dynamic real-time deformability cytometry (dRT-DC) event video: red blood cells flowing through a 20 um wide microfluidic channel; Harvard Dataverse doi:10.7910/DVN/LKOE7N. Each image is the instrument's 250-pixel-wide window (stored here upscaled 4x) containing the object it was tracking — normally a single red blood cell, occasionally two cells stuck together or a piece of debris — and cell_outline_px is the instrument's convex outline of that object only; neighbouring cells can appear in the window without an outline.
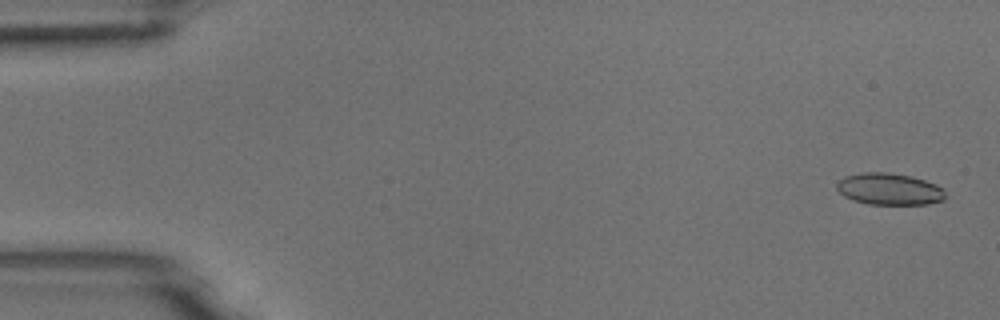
{"species": "common noctule bat (a hibernating species)", "species_latin": "Nyctalus noctula", "temperature_condition": "room temperature", "stored_images_in_passage": 54, "camera_frame_rate_fps": 3000, "um_per_image_px": 0.085, "animal": {"sex": "male", "body_mass_g": 18.8}, "frame": {"image": 1, "passage_image": 2, "time_ms": 0.333, "image_size_px": [1000, 320], "cell_outline_px": [[948, 196], [944, 200], [928, 204], [868, 204], [852, 200], [844, 196], [836, 188], [836, 184], [844, 176], [860, 172], [888, 172], [912, 176], [936, 184], [944, 188]], "centroid_in_image_um": [75.62, 16.07], "position_along_channel_um": 9.4, "area_um2": 20.4}}
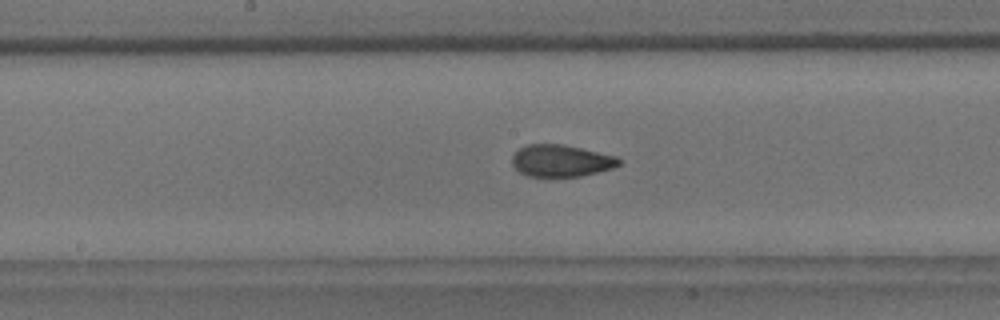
{"frame": {"image": 2, "passage_image": 28, "time_ms": 9.0, "image_size_px": [1000, 320], "cell_outline_px": [[620, 164], [612, 168], [580, 176], [528, 176], [520, 172], [512, 164], [512, 156], [520, 148], [528, 144], [564, 144], [616, 156], [620, 160]], "centroid_in_image_um": [47.68, 13.65], "position_along_channel_um": 200.5, "area_um2": 19.65}}
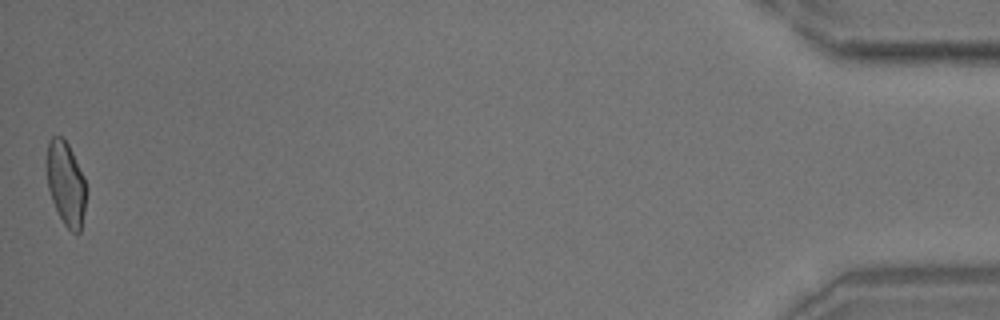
{"frame": {"image": 3, "passage_image": 54, "time_ms": 17.667, "image_size_px": [1000, 320], "cell_outline_px": [[88, 188], [84, 212], [80, 232], [72, 232], [64, 224], [52, 200], [48, 188], [48, 140], [52, 136], [64, 136], [84, 176]], "centroid_in_image_um": [5.64, 15.59], "position_along_channel_um": 429.6, "area_um2": 19.19}, "authors_computed_cell_mechanics": {"area_um2": 20.1722, "velocity_mm_per_s": 3.7382, "shape_relaxation_time_tau1_ms": 7.9153, "shape_relaxation_time_tau2_ms": 1.4474, "deformation_change_tau1": 0.1745, "deformation_change_tau2": 0.0782}}